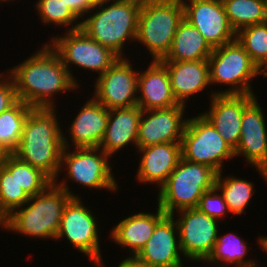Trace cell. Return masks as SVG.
<instances>
[{"label":"cell","mask_w":267,"mask_h":267,"mask_svg":"<svg viewBox=\"0 0 267 267\" xmlns=\"http://www.w3.org/2000/svg\"><path fill=\"white\" fill-rule=\"evenodd\" d=\"M256 96L255 94H217L208 98L209 109L201 113L233 150L237 148L241 136L243 110Z\"/></svg>","instance_id":"17"},{"label":"cell","mask_w":267,"mask_h":267,"mask_svg":"<svg viewBox=\"0 0 267 267\" xmlns=\"http://www.w3.org/2000/svg\"><path fill=\"white\" fill-rule=\"evenodd\" d=\"M208 62L210 86L227 87L212 89L209 98L217 94H254L251 82L260 77L259 68L237 40L214 48Z\"/></svg>","instance_id":"8"},{"label":"cell","mask_w":267,"mask_h":267,"mask_svg":"<svg viewBox=\"0 0 267 267\" xmlns=\"http://www.w3.org/2000/svg\"><path fill=\"white\" fill-rule=\"evenodd\" d=\"M137 105L142 110L166 109L179 105L175 99L166 66L158 60H151L147 69L138 73Z\"/></svg>","instance_id":"21"},{"label":"cell","mask_w":267,"mask_h":267,"mask_svg":"<svg viewBox=\"0 0 267 267\" xmlns=\"http://www.w3.org/2000/svg\"><path fill=\"white\" fill-rule=\"evenodd\" d=\"M223 172L217 174L216 187L223 194L230 213L240 216L245 212L256 192L255 185L245 178H238L234 175L224 177Z\"/></svg>","instance_id":"28"},{"label":"cell","mask_w":267,"mask_h":267,"mask_svg":"<svg viewBox=\"0 0 267 267\" xmlns=\"http://www.w3.org/2000/svg\"><path fill=\"white\" fill-rule=\"evenodd\" d=\"M139 152L136 180L142 185L155 184L158 191L177 166L181 154V143H160L135 149Z\"/></svg>","instance_id":"20"},{"label":"cell","mask_w":267,"mask_h":267,"mask_svg":"<svg viewBox=\"0 0 267 267\" xmlns=\"http://www.w3.org/2000/svg\"><path fill=\"white\" fill-rule=\"evenodd\" d=\"M219 192V193H218ZM200 212L221 222L223 217L230 214L228 206L224 200L223 194L215 186L213 189L206 191L200 197L196 207Z\"/></svg>","instance_id":"34"},{"label":"cell","mask_w":267,"mask_h":267,"mask_svg":"<svg viewBox=\"0 0 267 267\" xmlns=\"http://www.w3.org/2000/svg\"><path fill=\"white\" fill-rule=\"evenodd\" d=\"M184 19L193 25L214 49L236 40L222 0H181Z\"/></svg>","instance_id":"15"},{"label":"cell","mask_w":267,"mask_h":267,"mask_svg":"<svg viewBox=\"0 0 267 267\" xmlns=\"http://www.w3.org/2000/svg\"><path fill=\"white\" fill-rule=\"evenodd\" d=\"M48 43L58 53L71 78L79 87L82 86L71 70L73 65L77 69L96 72L98 77L119 59L111 49L91 39L82 29L65 31L63 36L53 35Z\"/></svg>","instance_id":"9"},{"label":"cell","mask_w":267,"mask_h":267,"mask_svg":"<svg viewBox=\"0 0 267 267\" xmlns=\"http://www.w3.org/2000/svg\"><path fill=\"white\" fill-rule=\"evenodd\" d=\"M161 62L167 68L172 93L179 104L187 106V101L194 95L203 93L211 85L208 59Z\"/></svg>","instance_id":"23"},{"label":"cell","mask_w":267,"mask_h":267,"mask_svg":"<svg viewBox=\"0 0 267 267\" xmlns=\"http://www.w3.org/2000/svg\"><path fill=\"white\" fill-rule=\"evenodd\" d=\"M57 112L56 108H34L27 116L19 145L12 153L41 170L53 182L59 175L64 149Z\"/></svg>","instance_id":"2"},{"label":"cell","mask_w":267,"mask_h":267,"mask_svg":"<svg viewBox=\"0 0 267 267\" xmlns=\"http://www.w3.org/2000/svg\"><path fill=\"white\" fill-rule=\"evenodd\" d=\"M258 100L256 96L243 110L241 136L234 151L235 158L244 156L267 184V124Z\"/></svg>","instance_id":"13"},{"label":"cell","mask_w":267,"mask_h":267,"mask_svg":"<svg viewBox=\"0 0 267 267\" xmlns=\"http://www.w3.org/2000/svg\"><path fill=\"white\" fill-rule=\"evenodd\" d=\"M79 198H71L65 205L56 241L67 240L73 249L87 256L94 265L103 260L98 218ZM98 227V228H97Z\"/></svg>","instance_id":"11"},{"label":"cell","mask_w":267,"mask_h":267,"mask_svg":"<svg viewBox=\"0 0 267 267\" xmlns=\"http://www.w3.org/2000/svg\"><path fill=\"white\" fill-rule=\"evenodd\" d=\"M8 156V153L0 146V166L3 165L4 160Z\"/></svg>","instance_id":"39"},{"label":"cell","mask_w":267,"mask_h":267,"mask_svg":"<svg viewBox=\"0 0 267 267\" xmlns=\"http://www.w3.org/2000/svg\"><path fill=\"white\" fill-rule=\"evenodd\" d=\"M104 261L105 260H102L97 267H106ZM117 267H149V266L145 265L134 256H127L125 257V259L123 258V260L119 262V265Z\"/></svg>","instance_id":"37"},{"label":"cell","mask_w":267,"mask_h":267,"mask_svg":"<svg viewBox=\"0 0 267 267\" xmlns=\"http://www.w3.org/2000/svg\"><path fill=\"white\" fill-rule=\"evenodd\" d=\"M18 101L11 76L0 71V114L11 108Z\"/></svg>","instance_id":"35"},{"label":"cell","mask_w":267,"mask_h":267,"mask_svg":"<svg viewBox=\"0 0 267 267\" xmlns=\"http://www.w3.org/2000/svg\"><path fill=\"white\" fill-rule=\"evenodd\" d=\"M249 248L250 246H247L244 238L241 239V236L239 237L231 231L224 235L218 234L217 241L208 258H186L185 260H189L188 263H206L205 265L209 264L210 267L215 265H218V267H241L257 260V258L252 260L247 257Z\"/></svg>","instance_id":"26"},{"label":"cell","mask_w":267,"mask_h":267,"mask_svg":"<svg viewBox=\"0 0 267 267\" xmlns=\"http://www.w3.org/2000/svg\"><path fill=\"white\" fill-rule=\"evenodd\" d=\"M212 52L213 48L202 34L183 19L178 25L169 53L160 61H199L208 59Z\"/></svg>","instance_id":"25"},{"label":"cell","mask_w":267,"mask_h":267,"mask_svg":"<svg viewBox=\"0 0 267 267\" xmlns=\"http://www.w3.org/2000/svg\"><path fill=\"white\" fill-rule=\"evenodd\" d=\"M153 212H138L121 219L112 229L113 243L136 256L152 236L156 225L167 215L158 205Z\"/></svg>","instance_id":"22"},{"label":"cell","mask_w":267,"mask_h":267,"mask_svg":"<svg viewBox=\"0 0 267 267\" xmlns=\"http://www.w3.org/2000/svg\"><path fill=\"white\" fill-rule=\"evenodd\" d=\"M142 109L138 106L109 110V119L104 137L99 145L110 158L127 146L137 149V134Z\"/></svg>","instance_id":"24"},{"label":"cell","mask_w":267,"mask_h":267,"mask_svg":"<svg viewBox=\"0 0 267 267\" xmlns=\"http://www.w3.org/2000/svg\"><path fill=\"white\" fill-rule=\"evenodd\" d=\"M258 245H260V249L264 250L267 253V236L266 235H260L257 239Z\"/></svg>","instance_id":"38"},{"label":"cell","mask_w":267,"mask_h":267,"mask_svg":"<svg viewBox=\"0 0 267 267\" xmlns=\"http://www.w3.org/2000/svg\"><path fill=\"white\" fill-rule=\"evenodd\" d=\"M228 21L237 33L267 21V0H222Z\"/></svg>","instance_id":"29"},{"label":"cell","mask_w":267,"mask_h":267,"mask_svg":"<svg viewBox=\"0 0 267 267\" xmlns=\"http://www.w3.org/2000/svg\"><path fill=\"white\" fill-rule=\"evenodd\" d=\"M259 75H263V78H267V62L259 68Z\"/></svg>","instance_id":"40"},{"label":"cell","mask_w":267,"mask_h":267,"mask_svg":"<svg viewBox=\"0 0 267 267\" xmlns=\"http://www.w3.org/2000/svg\"><path fill=\"white\" fill-rule=\"evenodd\" d=\"M181 154L185 160L207 165L217 173L223 171L224 161L235 158V151L201 113L186 122Z\"/></svg>","instance_id":"10"},{"label":"cell","mask_w":267,"mask_h":267,"mask_svg":"<svg viewBox=\"0 0 267 267\" xmlns=\"http://www.w3.org/2000/svg\"><path fill=\"white\" fill-rule=\"evenodd\" d=\"M183 19L181 0H142L135 41L149 50L151 60L160 61L169 53Z\"/></svg>","instance_id":"5"},{"label":"cell","mask_w":267,"mask_h":267,"mask_svg":"<svg viewBox=\"0 0 267 267\" xmlns=\"http://www.w3.org/2000/svg\"><path fill=\"white\" fill-rule=\"evenodd\" d=\"M257 263H259L258 260H256V261L253 262V263H249V264H246V265H242L241 267H260V266H258L259 264H257Z\"/></svg>","instance_id":"43"},{"label":"cell","mask_w":267,"mask_h":267,"mask_svg":"<svg viewBox=\"0 0 267 267\" xmlns=\"http://www.w3.org/2000/svg\"><path fill=\"white\" fill-rule=\"evenodd\" d=\"M90 98L91 99L88 98L84 105L78 109L79 111L77 110L78 113H76V117L70 121V127L67 129L69 134H65L63 131L64 147H99L107 128L109 110L93 96Z\"/></svg>","instance_id":"18"},{"label":"cell","mask_w":267,"mask_h":267,"mask_svg":"<svg viewBox=\"0 0 267 267\" xmlns=\"http://www.w3.org/2000/svg\"><path fill=\"white\" fill-rule=\"evenodd\" d=\"M34 6L41 25L67 27L65 31L77 30L81 27L80 19L62 0H37Z\"/></svg>","instance_id":"31"},{"label":"cell","mask_w":267,"mask_h":267,"mask_svg":"<svg viewBox=\"0 0 267 267\" xmlns=\"http://www.w3.org/2000/svg\"><path fill=\"white\" fill-rule=\"evenodd\" d=\"M5 222H6V218L0 213V227L3 231H5Z\"/></svg>","instance_id":"42"},{"label":"cell","mask_w":267,"mask_h":267,"mask_svg":"<svg viewBox=\"0 0 267 267\" xmlns=\"http://www.w3.org/2000/svg\"><path fill=\"white\" fill-rule=\"evenodd\" d=\"M174 219L178 228L181 251L186 258H208L211 254L221 224L200 212L197 208L184 209L176 212ZM219 223V224H218Z\"/></svg>","instance_id":"14"},{"label":"cell","mask_w":267,"mask_h":267,"mask_svg":"<svg viewBox=\"0 0 267 267\" xmlns=\"http://www.w3.org/2000/svg\"><path fill=\"white\" fill-rule=\"evenodd\" d=\"M141 5L142 0H111L94 6L81 20L80 29L119 57H127L126 45L132 42L137 44Z\"/></svg>","instance_id":"3"},{"label":"cell","mask_w":267,"mask_h":267,"mask_svg":"<svg viewBox=\"0 0 267 267\" xmlns=\"http://www.w3.org/2000/svg\"><path fill=\"white\" fill-rule=\"evenodd\" d=\"M62 1L80 19V21L93 8V6L87 0H62Z\"/></svg>","instance_id":"36"},{"label":"cell","mask_w":267,"mask_h":267,"mask_svg":"<svg viewBox=\"0 0 267 267\" xmlns=\"http://www.w3.org/2000/svg\"><path fill=\"white\" fill-rule=\"evenodd\" d=\"M17 64L3 71L11 76L18 100L33 108H57L55 100L59 93L80 88L48 42Z\"/></svg>","instance_id":"1"},{"label":"cell","mask_w":267,"mask_h":267,"mask_svg":"<svg viewBox=\"0 0 267 267\" xmlns=\"http://www.w3.org/2000/svg\"><path fill=\"white\" fill-rule=\"evenodd\" d=\"M16 182L31 197L43 192L53 181L41 170L16 157Z\"/></svg>","instance_id":"33"},{"label":"cell","mask_w":267,"mask_h":267,"mask_svg":"<svg viewBox=\"0 0 267 267\" xmlns=\"http://www.w3.org/2000/svg\"><path fill=\"white\" fill-rule=\"evenodd\" d=\"M186 108L179 104L166 109L142 110L137 149L160 143H181L188 120Z\"/></svg>","instance_id":"16"},{"label":"cell","mask_w":267,"mask_h":267,"mask_svg":"<svg viewBox=\"0 0 267 267\" xmlns=\"http://www.w3.org/2000/svg\"><path fill=\"white\" fill-rule=\"evenodd\" d=\"M34 108L18 100L11 108L0 114V146L12 154L19 145L24 123Z\"/></svg>","instance_id":"30"},{"label":"cell","mask_w":267,"mask_h":267,"mask_svg":"<svg viewBox=\"0 0 267 267\" xmlns=\"http://www.w3.org/2000/svg\"><path fill=\"white\" fill-rule=\"evenodd\" d=\"M135 257L149 267H178L184 262L174 216L166 215L156 225L152 236Z\"/></svg>","instance_id":"19"},{"label":"cell","mask_w":267,"mask_h":267,"mask_svg":"<svg viewBox=\"0 0 267 267\" xmlns=\"http://www.w3.org/2000/svg\"><path fill=\"white\" fill-rule=\"evenodd\" d=\"M71 198L66 190L52 182L6 217L5 230L28 238L55 241L64 207Z\"/></svg>","instance_id":"4"},{"label":"cell","mask_w":267,"mask_h":267,"mask_svg":"<svg viewBox=\"0 0 267 267\" xmlns=\"http://www.w3.org/2000/svg\"><path fill=\"white\" fill-rule=\"evenodd\" d=\"M13 1H15L16 2V0H0V3L2 4V3H5L6 2V4L9 2H13Z\"/></svg>","instance_id":"44"},{"label":"cell","mask_w":267,"mask_h":267,"mask_svg":"<svg viewBox=\"0 0 267 267\" xmlns=\"http://www.w3.org/2000/svg\"><path fill=\"white\" fill-rule=\"evenodd\" d=\"M217 174L207 165L181 157L166 183L158 190L156 204L167 215L196 208L203 193L216 186Z\"/></svg>","instance_id":"7"},{"label":"cell","mask_w":267,"mask_h":267,"mask_svg":"<svg viewBox=\"0 0 267 267\" xmlns=\"http://www.w3.org/2000/svg\"><path fill=\"white\" fill-rule=\"evenodd\" d=\"M178 267H186V266H184V263H183V264L179 265ZM215 267H218V266L215 265Z\"/></svg>","instance_id":"45"},{"label":"cell","mask_w":267,"mask_h":267,"mask_svg":"<svg viewBox=\"0 0 267 267\" xmlns=\"http://www.w3.org/2000/svg\"><path fill=\"white\" fill-rule=\"evenodd\" d=\"M110 161V157L99 147H64L59 170L60 173L54 183L58 187L66 190L72 198H79V196L74 191H71L72 189H70L68 184L69 181L83 186L84 189L93 188L95 190L100 189L101 191L103 189L115 193L119 191L120 186L117 180H115V173L112 171ZM63 171H65V175L61 180L60 175Z\"/></svg>","instance_id":"6"},{"label":"cell","mask_w":267,"mask_h":267,"mask_svg":"<svg viewBox=\"0 0 267 267\" xmlns=\"http://www.w3.org/2000/svg\"><path fill=\"white\" fill-rule=\"evenodd\" d=\"M93 7L111 0H87Z\"/></svg>","instance_id":"41"},{"label":"cell","mask_w":267,"mask_h":267,"mask_svg":"<svg viewBox=\"0 0 267 267\" xmlns=\"http://www.w3.org/2000/svg\"><path fill=\"white\" fill-rule=\"evenodd\" d=\"M27 193L16 182V156L8 154L0 166V213L6 218L23 206L28 200Z\"/></svg>","instance_id":"27"},{"label":"cell","mask_w":267,"mask_h":267,"mask_svg":"<svg viewBox=\"0 0 267 267\" xmlns=\"http://www.w3.org/2000/svg\"><path fill=\"white\" fill-rule=\"evenodd\" d=\"M236 40L258 68L267 62V21L240 29Z\"/></svg>","instance_id":"32"},{"label":"cell","mask_w":267,"mask_h":267,"mask_svg":"<svg viewBox=\"0 0 267 267\" xmlns=\"http://www.w3.org/2000/svg\"><path fill=\"white\" fill-rule=\"evenodd\" d=\"M126 57L119 59L94 79L93 97L108 110L137 105L139 69Z\"/></svg>","instance_id":"12"}]
</instances>
